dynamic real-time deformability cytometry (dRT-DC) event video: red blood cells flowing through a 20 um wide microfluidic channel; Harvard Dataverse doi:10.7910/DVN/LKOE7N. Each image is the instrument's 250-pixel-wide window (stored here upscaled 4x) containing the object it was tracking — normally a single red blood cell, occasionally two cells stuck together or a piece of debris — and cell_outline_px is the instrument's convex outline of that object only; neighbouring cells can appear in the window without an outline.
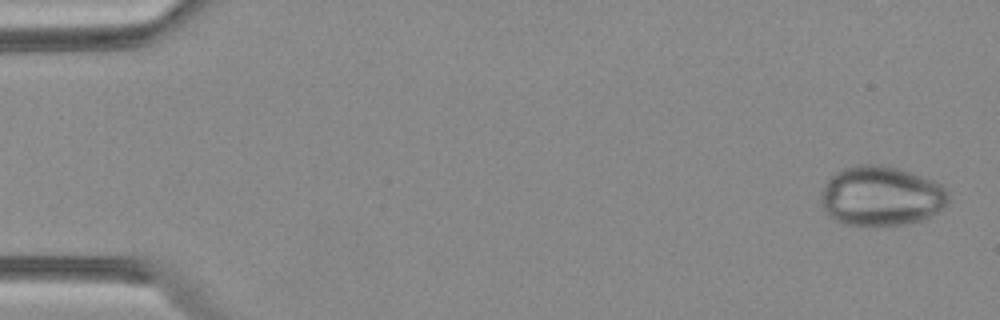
{"species": "Egyptian fruit bat (a non-hibernating species)", "species_latin": "Rousettus aegyptiacus", "temperature_condition": "warm", "stored_images_in_passage": 6, "camera_frame_rate_fps": 3000, "um_per_image_px": 0.085, "animal": {"sex": "female"}, "frame": {"image": 1, "passage_image": 1, "time_ms": 0.0, "image_size_px": [1000, 320], "cell_outline_px": [[948, 204], [940, 212], [924, 220], [904, 224], [840, 224], [832, 220], [828, 216], [824, 208], [824, 188], [828, 180], [840, 168], [856, 164], [880, 164], [912, 172], [932, 180], [940, 184], [948, 192]], "centroid_in_image_um": [74.94, 16.65], "position_along_channel_um": 10.1, "area_um2": 44.22}}